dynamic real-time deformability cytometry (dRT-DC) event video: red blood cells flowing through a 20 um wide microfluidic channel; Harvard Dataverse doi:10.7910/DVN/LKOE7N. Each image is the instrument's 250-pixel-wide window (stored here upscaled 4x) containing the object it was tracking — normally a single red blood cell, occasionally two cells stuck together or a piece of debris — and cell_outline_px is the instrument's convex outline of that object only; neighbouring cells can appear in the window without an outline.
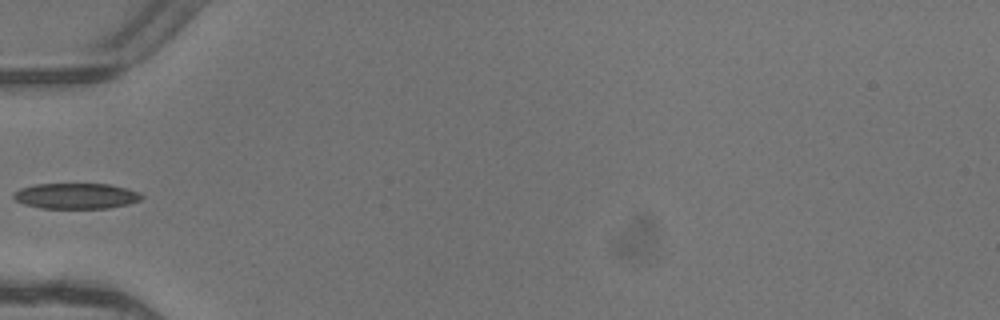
{"species": "common noctule bat (a hibernating species)", "species_latin": "Nyctalus noctula", "temperature_condition": "warm", "stored_images_in_passage": 1, "camera_frame_rate_fps": 3000, "um_per_image_px": 0.085, "animal": {"sex": "female"}, "frame": {"image": 1, "passage_image": 1, "time_ms": 0.0, "image_size_px": [1000, 320], "cell_outline_px": [[144, 196], [140, 200], [128, 204], [108, 208], [40, 208], [24, 204], [16, 200], [12, 196], [20, 188], [36, 184], [112, 184], [128, 188], [140, 192]], "centroid_in_image_um": [6.51, 16.65], "position_along_channel_um": 78.5, "area_um2": 19.19}}